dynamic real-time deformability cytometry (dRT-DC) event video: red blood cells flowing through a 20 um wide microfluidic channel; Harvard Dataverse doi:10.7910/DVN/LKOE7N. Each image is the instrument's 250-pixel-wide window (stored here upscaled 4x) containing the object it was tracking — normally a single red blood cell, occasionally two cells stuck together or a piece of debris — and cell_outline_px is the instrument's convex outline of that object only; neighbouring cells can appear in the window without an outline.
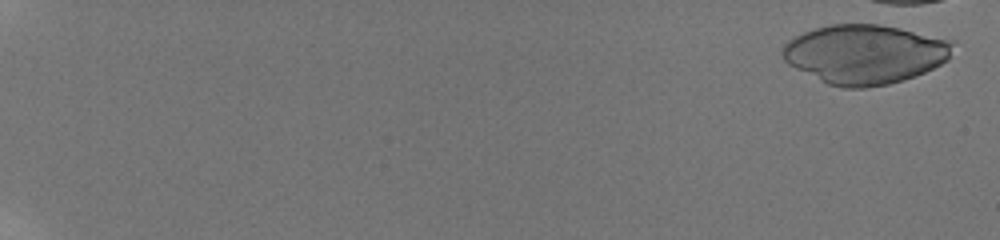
{"species": "human", "species_latin": "Homo sapiens", "temperature_condition": "room temperature", "stored_images_in_passage": 10, "camera_frame_rate_fps": 3000, "um_per_image_px": 0.085, "donor": {"sex": "male"}, "frame": {"image": 1, "passage_image": 2, "time_ms": 0.333, "image_size_px": [1000, 240], "cell_outline_px": [[956, 44], [948, 60], [924, 72], [904, 80], [888, 84], [864, 88], [844, 88], [828, 84], [788, 64], [784, 60], [780, 52], [784, 44], [788, 40], [804, 32], [828, 24], [880, 24], [900, 28], [956, 40]], "centroid_in_image_um": [73.54, 4.59], "position_along_channel_um": 11.5, "area_um2": 59.13}}